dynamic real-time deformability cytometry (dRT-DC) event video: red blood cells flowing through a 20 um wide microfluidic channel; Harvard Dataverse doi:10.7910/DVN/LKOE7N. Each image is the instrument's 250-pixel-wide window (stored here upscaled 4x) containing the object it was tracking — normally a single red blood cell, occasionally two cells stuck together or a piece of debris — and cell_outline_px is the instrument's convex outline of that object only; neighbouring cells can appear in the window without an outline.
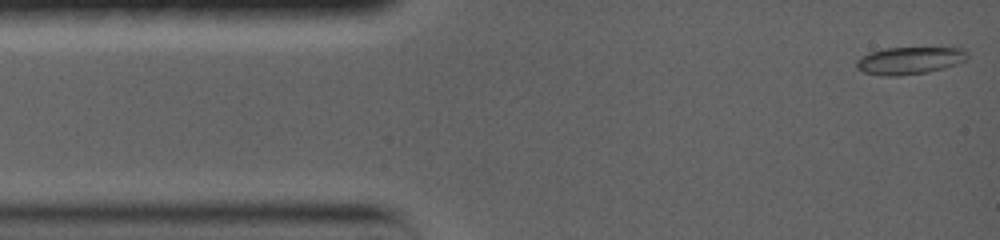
{"species": "common noctule bat (a hibernating species)", "species_latin": "Nyctalus noctula", "temperature_condition": "warm", "stored_images_in_passage": 31, "camera_frame_rate_fps": 5000, "um_per_image_px": 0.085, "animal": {"sex": "female", "body_mass_g": 19.0, "forearm_length_mm": 56.7}, "frame": {"image": 1, "passage_image": 1, "time_ms": 0.0, "image_size_px": [1000, 240], "cell_outline_px": [[968, 56], [964, 60], [956, 64], [944, 68], [928, 72], [900, 76], [880, 76], [864, 72], [856, 68], [856, 60], [860, 56], [868, 52], [884, 48], [956, 44], [964, 48], [968, 52]], "centroid_in_image_um": [77.4, 5.08], "position_along_channel_um": 7.6, "area_um2": 19.02}}
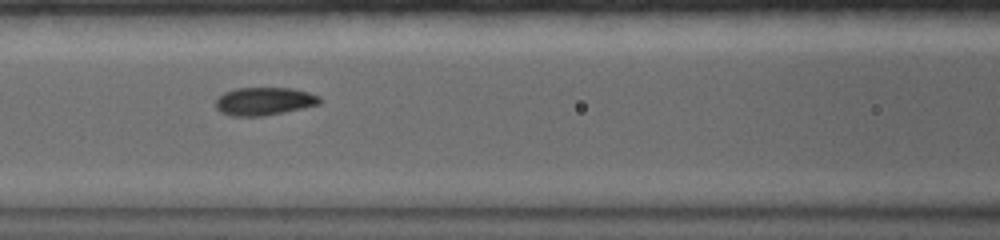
{"frame": {"image": 2, "passage_image": 11, "time_ms": 5.6, "image_size_px": [1000, 240], "cell_outline_px": [[320, 104], [264, 116], [232, 116], [220, 112], [216, 108], [216, 100], [224, 92], [236, 88], [292, 88], [308, 92], [320, 96]], "centroid_in_image_um": [22.44, 8.6], "position_along_channel_um": 144.2, "area_um2": 16.88}}
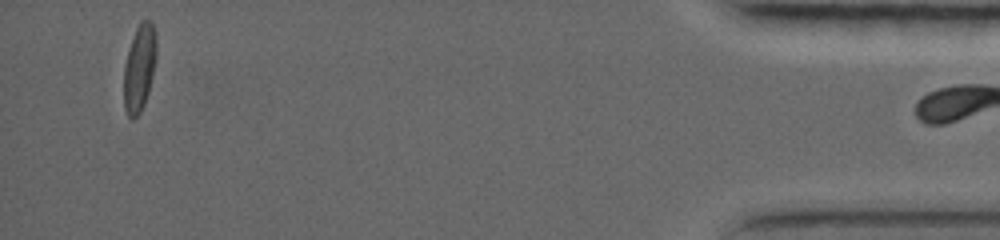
{"frame": {"image": 3, "passage_image": 30, "time_ms": 15.8, "image_size_px": [1000, 240], "cell_outline_px": [[156, 56], [152, 76], [144, 100], [136, 116], [132, 116], [128, 112], [124, 104], [124, 64], [128, 48], [136, 28], [140, 20], [152, 20], [156, 36]], "centroid_in_image_um": [11.85, 5.6], "position_along_channel_um": 423.4, "area_um2": 15.95}, "authors_computed_cell_mechanics": {"area_um2": 16.5308, "velocity_mm_per_s": 3.7392, "shape_relaxation_time_tau1_ms": 10.7958, "shape_relaxation_time_tau2_ms": 1.0449, "deformation_change_tau1": 0.2515, "deformation_change_tau2": 0.0341}}